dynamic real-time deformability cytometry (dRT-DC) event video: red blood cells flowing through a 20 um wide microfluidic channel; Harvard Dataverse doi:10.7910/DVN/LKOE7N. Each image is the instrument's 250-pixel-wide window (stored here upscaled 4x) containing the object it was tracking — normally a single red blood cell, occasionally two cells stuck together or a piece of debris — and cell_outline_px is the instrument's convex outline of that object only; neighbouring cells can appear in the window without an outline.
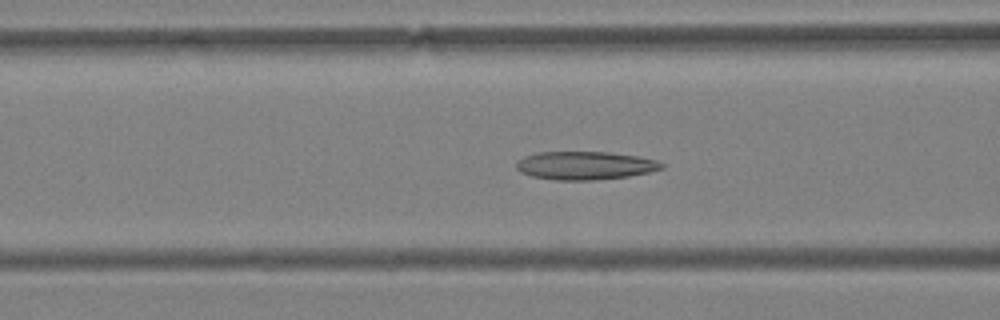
{"species": "Egyptian fruit bat (a non-hibernating species)", "species_latin": "Rousettus aegyptiacus", "temperature_condition": "warm", "stored_images_in_passage": 58, "camera_frame_rate_fps": 3000, "um_per_image_px": 0.085, "animal": {"sex": "female"}, "frame": {"image": 1, "passage_image": 24, "time_ms": 7.667, "image_size_px": [1000, 320], "cell_outline_px": [[664, 168], [648, 172], [628, 176], [592, 180], [556, 180], [532, 176], [520, 172], [516, 168], [516, 160], [524, 156], [536, 152], [608, 152], [636, 156], [656, 160], [664, 164]], "centroid_in_image_um": [49.68, 14.06], "position_along_channel_um": 116.9, "area_um2": 23.87}}
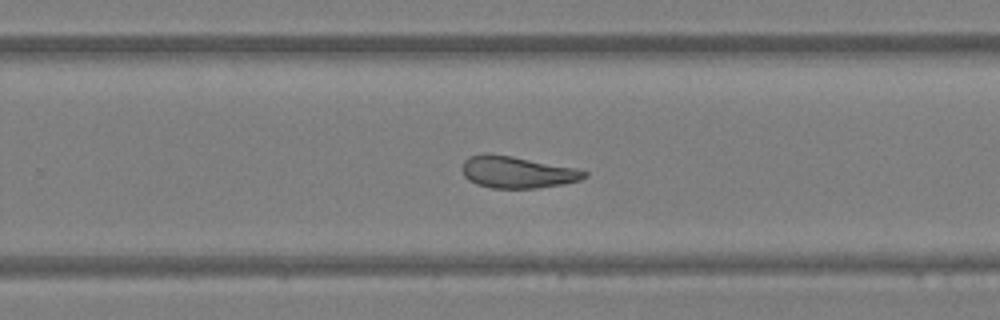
{"frame": {"image": 2, "passage_image": 38, "time_ms": 12.333, "image_size_px": [1000, 320], "cell_outline_px": [[588, 176], [580, 180], [564, 184], [536, 188], [492, 188], [476, 184], [468, 180], [464, 176], [460, 168], [464, 160], [468, 156], [484, 152], [488, 152], [512, 156], [576, 168], [588, 172]], "centroid_in_image_um": [43.91, 14.62], "position_along_channel_um": 285.9, "area_um2": 23.0}}
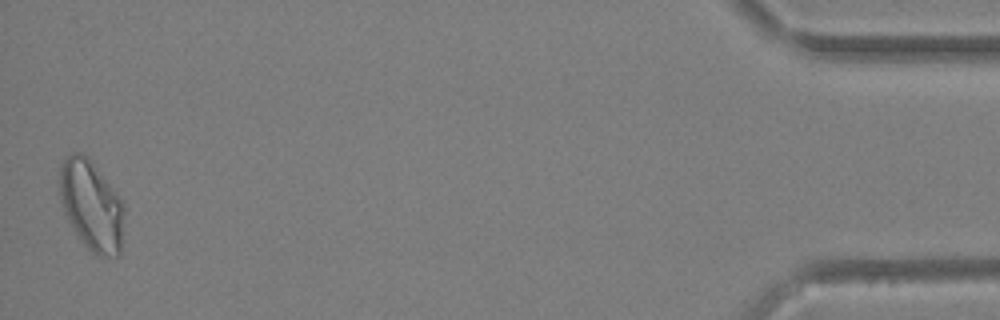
{"frame": {"image": 3, "passage_image": 57, "time_ms": 18.667, "image_size_px": [1000, 320], "cell_outline_px": [[124, 212], [120, 256], [96, 256], [80, 240], [68, 220], [64, 212], [60, 200], [60, 164], [72, 152], [80, 152], [88, 156], [120, 196], [124, 204]], "centroid_in_image_um": [7.78, 17.46], "position_along_channel_um": 427.4, "area_um2": 34.1}, "authors_computed_cell_mechanics": {"area_um2": 26.2412, "velocity_mm_per_s": 3.6276, "shape_relaxation_time_tau1_ms": 9.9355, "shape_relaxation_time_tau2_ms": 2.1124, "deformation_change_tau1": 0.2091, "deformation_change_tau2": 0.0895}}